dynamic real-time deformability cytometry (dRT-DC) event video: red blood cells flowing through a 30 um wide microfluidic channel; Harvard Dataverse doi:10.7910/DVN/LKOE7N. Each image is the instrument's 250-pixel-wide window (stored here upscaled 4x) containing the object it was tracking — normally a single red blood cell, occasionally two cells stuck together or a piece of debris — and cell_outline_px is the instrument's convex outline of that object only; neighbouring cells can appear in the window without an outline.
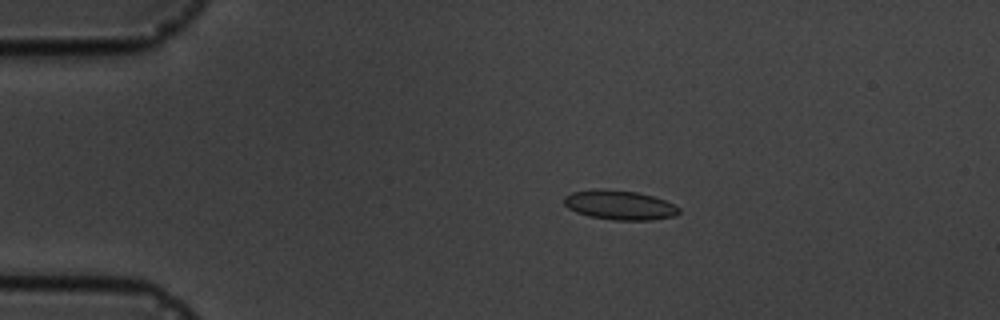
{"species": "common noctule bat (a hibernating species)", "species_latin": "Nyctalus noctula", "temperature_condition": "cold", "stored_images_in_passage": 5, "camera_frame_rate_fps": 3000, "um_per_image_px": 0.085, "animal": {"sex": "male", "body_mass_g": 19.5, "forearm_length_mm": 54.6}, "frame": {"image": 1, "passage_image": 3, "time_ms": 3.0, "image_size_px": [1000, 320], "cell_outline_px": [[680, 212], [676, 216], [652, 220], [612, 220], [588, 216], [576, 212], [568, 208], [564, 204], [564, 196], [572, 192], [592, 188], [604, 188], [636, 192], [652, 196], [664, 200], [680, 208]], "centroid_in_image_um": [52.64, 17.42], "position_along_channel_um": 32.4, "area_um2": 19.94}}
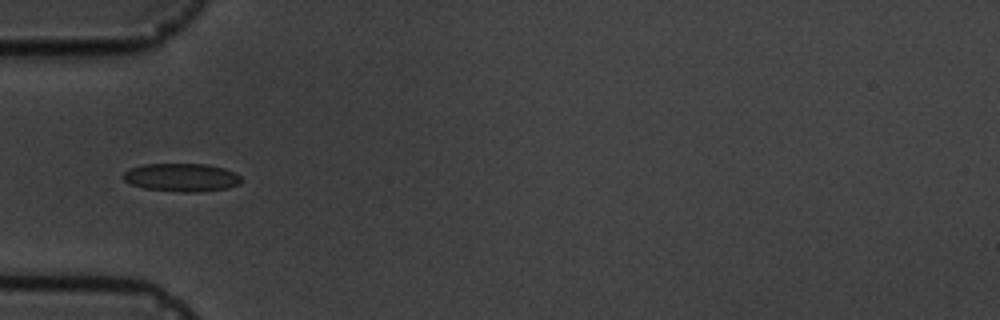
{"frame": {"image": 2, "passage_image": 5, "time_ms": 5.333, "image_size_px": [1000, 320], "cell_outline_px": [[240, 184], [228, 188], [200, 192], [180, 192], [144, 188], [132, 184], [124, 180], [120, 176], [124, 172], [132, 168], [144, 164], [208, 164], [224, 168], [236, 172], [240, 176]], "centroid_in_image_um": [15.45, 15.08], "position_along_channel_um": 69.5, "area_um2": 19.48}}